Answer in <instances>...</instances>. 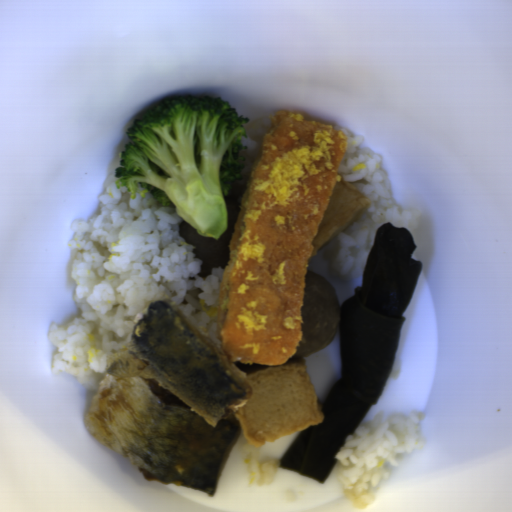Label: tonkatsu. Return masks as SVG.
Segmentation results:
<instances>
[{
	"mask_svg": "<svg viewBox=\"0 0 512 512\" xmlns=\"http://www.w3.org/2000/svg\"><path fill=\"white\" fill-rule=\"evenodd\" d=\"M256 156L221 268L216 337L229 363L296 359L312 242L336 183L345 134L300 113L274 111Z\"/></svg>",
	"mask_w": 512,
	"mask_h": 512,
	"instance_id": "tonkatsu-1",
	"label": "tonkatsu"
}]
</instances>
